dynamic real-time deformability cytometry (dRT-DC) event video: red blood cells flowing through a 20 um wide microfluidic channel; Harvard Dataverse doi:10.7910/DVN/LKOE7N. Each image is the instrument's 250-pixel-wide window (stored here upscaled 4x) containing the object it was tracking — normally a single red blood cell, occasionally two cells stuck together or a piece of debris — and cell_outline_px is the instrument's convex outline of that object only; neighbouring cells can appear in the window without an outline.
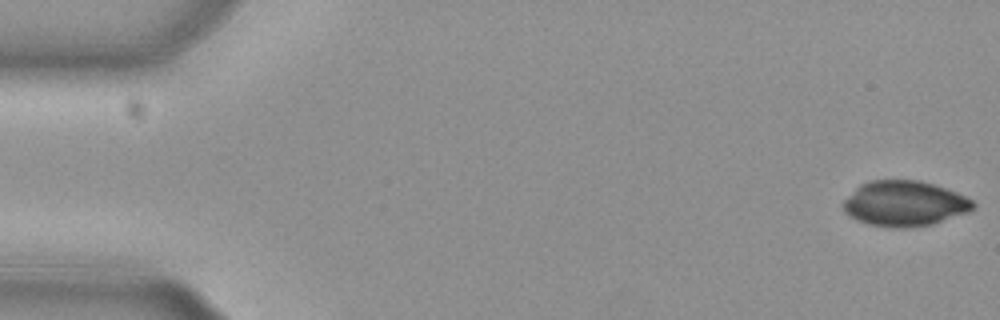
{"species": "common noctule bat (a hibernating species)", "species_latin": "Nyctalus noctula", "temperature_condition": "cold", "stored_images_in_passage": 13, "camera_frame_rate_fps": 3000, "um_per_image_px": 0.085, "animal": {"sex": "female", "body_mass_g": 29.2, "forearm_length_mm": 56.3}, "frame": {"image": 1, "passage_image": 1, "time_ms": 0.0, "image_size_px": [1000, 320], "cell_outline_px": [[976, 204], [968, 212], [932, 224], [908, 228], [888, 228], [868, 224], [856, 220], [848, 216], [844, 212], [844, 200], [860, 184], [872, 180], [916, 180], [932, 184], [956, 192], [972, 200]], "centroid_in_image_um": [76.85, 17.32], "position_along_channel_um": 8.1, "area_um2": 34.22}}